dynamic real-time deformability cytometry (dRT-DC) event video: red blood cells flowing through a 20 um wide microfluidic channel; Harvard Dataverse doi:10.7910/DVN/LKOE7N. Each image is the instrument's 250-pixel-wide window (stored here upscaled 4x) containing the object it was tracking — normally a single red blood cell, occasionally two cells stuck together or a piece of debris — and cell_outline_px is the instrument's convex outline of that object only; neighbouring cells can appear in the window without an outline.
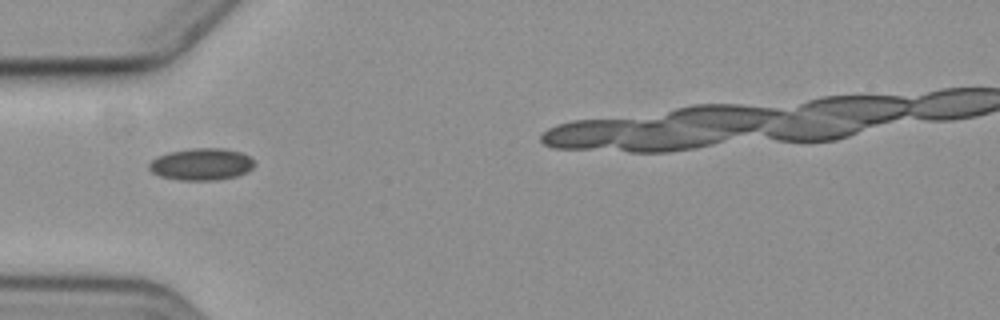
{"species": "common noctule bat (a hibernating species)", "species_latin": "Nyctalus noctula", "temperature_condition": "cold", "stored_images_in_passage": 10, "camera_frame_rate_fps": 3000, "um_per_image_px": 0.085, "animal": {"sex": "female", "body_mass_g": 19.3, "forearm_length_mm": 54.1}, "frame": {"image": 1, "passage_image": 1, "time_ms": 0.0, "image_size_px": [1000, 320], "cell_outline_px": [[256, 164], [252, 168], [236, 176], [216, 180], [180, 180], [160, 176], [152, 172], [148, 168], [148, 164], [156, 156], [168, 152], [192, 148], [224, 148], [240, 152], [248, 156]], "centroid_in_image_um": [17.08, 13.95], "position_along_channel_um": 67.9, "area_um2": 19.59}}
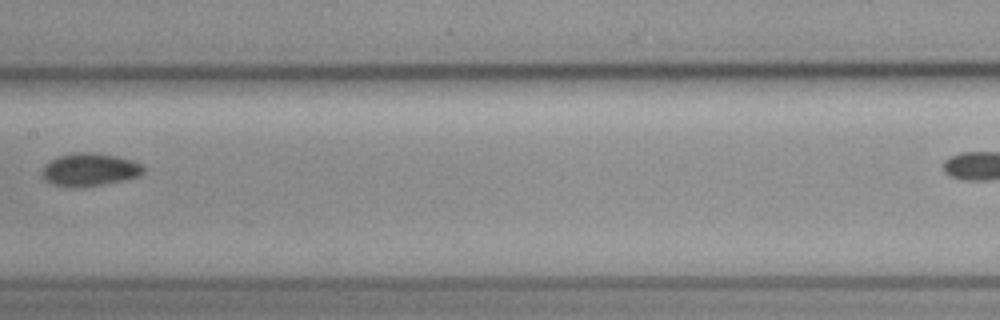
{"frame": {"image": 2, "passage_image": 4, "time_ms": 3.667, "image_size_px": [1000, 320], "cell_outline_px": [[144, 172], [140, 176], [100, 184], [76, 188], [72, 188], [52, 184], [44, 180], [40, 176], [44, 164], [60, 156], [72, 152], [96, 152], [116, 156], [140, 164], [144, 168]], "centroid_in_image_um": [7.55, 14.42], "position_along_channel_um": 199.9, "area_um2": 19.36}}
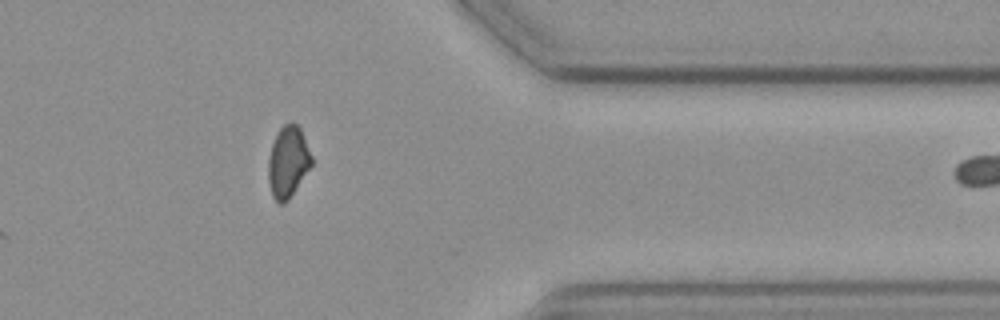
{"frame": {"image": 3, "passage_image": 9, "time_ms": 9.333, "image_size_px": [1000, 320], "cell_outline_px": [[312, 164], [288, 200], [284, 204], [280, 204], [272, 196], [268, 180], [268, 160], [272, 144], [280, 128], [284, 124], [292, 120], [300, 128], [312, 156]], "centroid_in_image_um": [24.47, 13.75], "position_along_channel_um": 386.9, "area_um2": 17.86}, "authors_computed_cell_mechanics": {"area_um2": 18.6694, "velocity_mm_per_s": 3.6134, "shape_relaxation_time_tau1_ms": null, "shape_relaxation_time_tau2_ms": 2.1867, "deformation_change_tau1": null, "deformation_change_tau2": 0.0526}}